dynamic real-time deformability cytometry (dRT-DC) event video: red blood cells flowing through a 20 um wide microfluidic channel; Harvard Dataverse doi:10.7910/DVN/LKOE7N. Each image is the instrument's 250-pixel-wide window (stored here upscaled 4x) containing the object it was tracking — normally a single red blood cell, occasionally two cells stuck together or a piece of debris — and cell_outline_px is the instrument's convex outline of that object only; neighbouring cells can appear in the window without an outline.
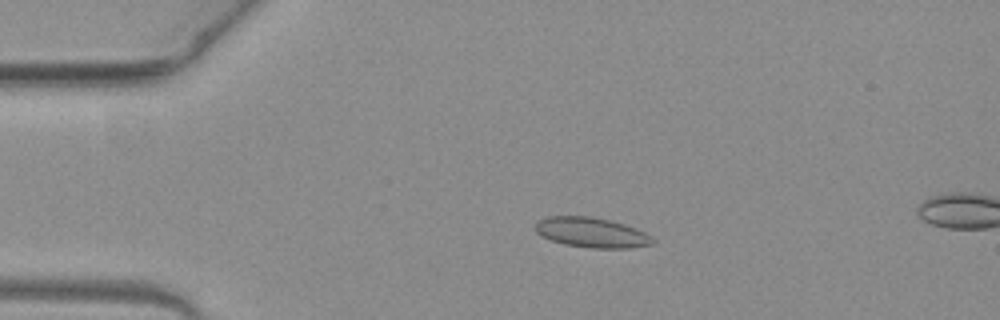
{"species": "common noctule bat (a hibernating species)", "species_latin": "Nyctalus noctula", "temperature_condition": "warm", "stored_images_in_passage": 14, "camera_frame_rate_fps": 3000, "um_per_image_px": 0.085, "animal": {"sex": "female", "body_mass_g": 19.3, "forearm_length_mm": 54.1}, "frame": {"image": 1, "passage_image": 10, "time_ms": 3.0, "image_size_px": [1000, 320], "cell_outline_px": [[656, 240], [652, 244], [628, 248], [592, 248], [564, 244], [540, 236], [536, 232], [536, 224], [540, 220], [548, 216], [592, 216], [624, 224], [636, 228], [644, 232]], "centroid_in_image_um": [50.29, 19.76], "position_along_channel_um": 34.7, "area_um2": 20.4}}